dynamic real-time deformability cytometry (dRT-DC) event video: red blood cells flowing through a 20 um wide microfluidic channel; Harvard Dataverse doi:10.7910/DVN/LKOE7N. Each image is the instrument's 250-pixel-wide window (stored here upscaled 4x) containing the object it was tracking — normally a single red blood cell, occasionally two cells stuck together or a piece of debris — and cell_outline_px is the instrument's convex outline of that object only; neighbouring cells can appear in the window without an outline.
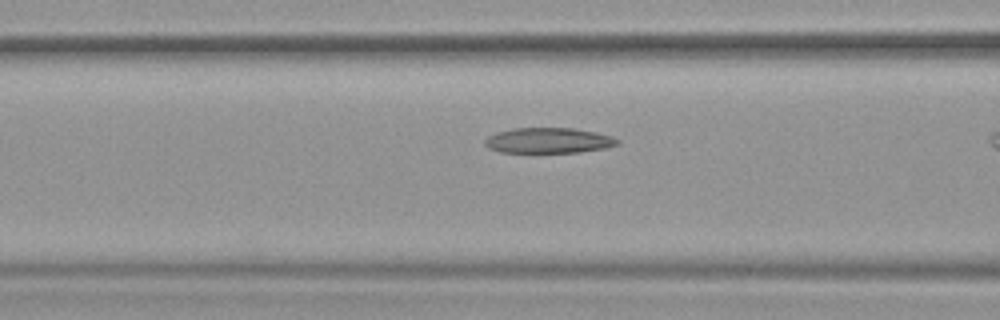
{"species": "common noctule bat (a hibernating species)", "species_latin": "Nyctalus noctula", "temperature_condition": "warm", "stored_images_in_passage": 15, "camera_frame_rate_fps": 3000, "um_per_image_px": 0.085, "animal": {"sex": "female", "body_mass_g": 19.9}, "frame": {"image": 1, "passage_image": 7, "time_ms": 2.0, "image_size_px": [1000, 320], "cell_outline_px": [[620, 144], [604, 148], [580, 152], [500, 152], [488, 148], [484, 144], [484, 140], [488, 136], [496, 132], [512, 128], [576, 128], [596, 132], [612, 136], [620, 140]], "centroid_in_image_um": [46.63, 11.93], "position_along_channel_um": 120.0, "area_um2": 19.77}}
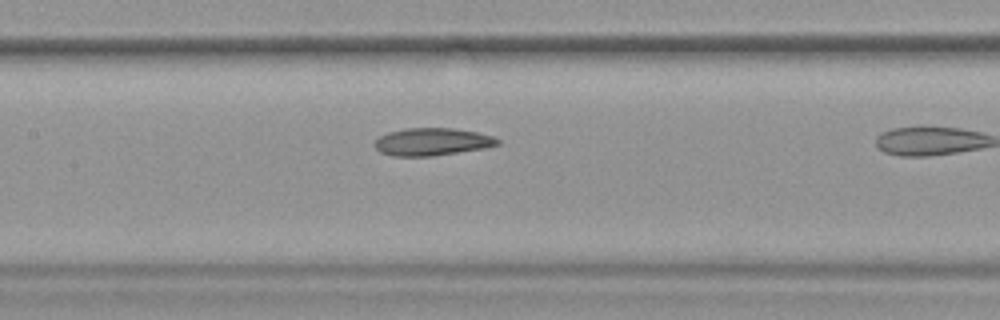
{"frame": {"image": 2, "passage_image": 11, "time_ms": 3.333, "image_size_px": [1000, 320], "cell_outline_px": [[500, 144], [484, 148], [432, 156], [392, 156], [380, 152], [376, 148], [376, 140], [380, 136], [388, 132], [404, 128], [452, 128], [476, 132], [492, 136], [500, 140]], "centroid_in_image_um": [36.73, 12.05], "position_along_channel_um": 170.7, "area_um2": 19.59}}